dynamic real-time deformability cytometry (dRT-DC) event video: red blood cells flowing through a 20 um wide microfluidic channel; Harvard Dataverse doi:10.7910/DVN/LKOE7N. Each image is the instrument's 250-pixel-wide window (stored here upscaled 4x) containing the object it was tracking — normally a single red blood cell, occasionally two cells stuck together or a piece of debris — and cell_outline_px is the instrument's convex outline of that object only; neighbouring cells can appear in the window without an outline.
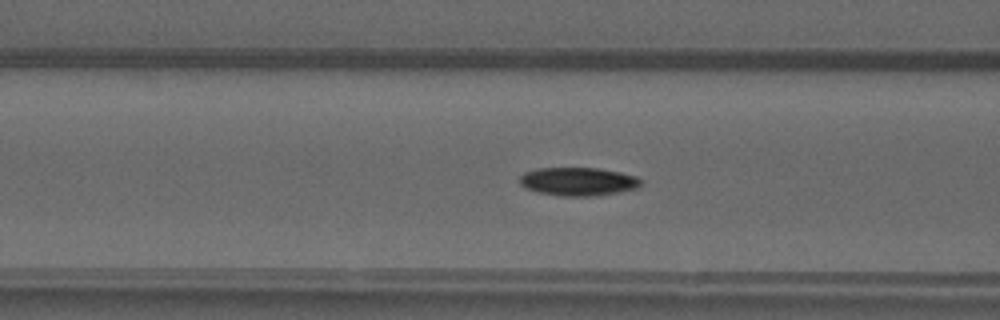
{"species": "common noctule bat (a hibernating species)", "species_latin": "Nyctalus noctula", "temperature_condition": "warm", "stored_images_in_passage": 52, "camera_frame_rate_fps": 3000, "um_per_image_px": 0.085, "animal": {"sex": "male", "forearm_length_mm": 52.5}, "frame": {"image": 1, "passage_image": 21, "time_ms": 6.667, "image_size_px": [1000, 320], "cell_outline_px": [[644, 184], [636, 188], [616, 192], [592, 196], [564, 196], [536, 192], [524, 188], [520, 184], [520, 176], [524, 172], [536, 168], [600, 168], [620, 172], [636, 176], [644, 180]], "centroid_in_image_um": [49.14, 15.42], "position_along_channel_um": 117.5, "area_um2": 20.17}}
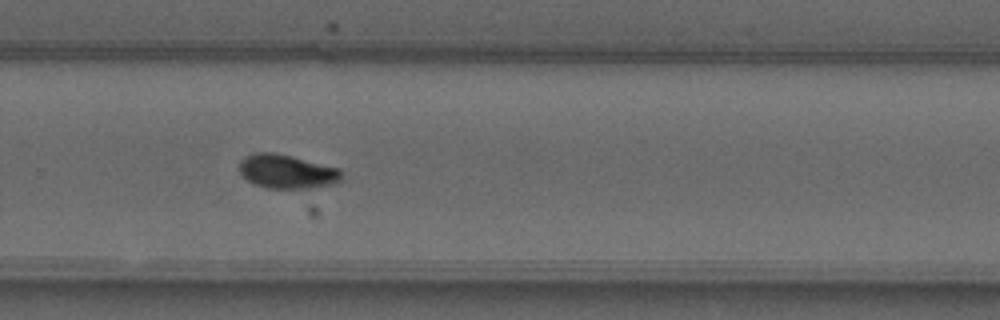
{"frame": {"image": 2, "passage_image": 35, "time_ms": 11.333, "image_size_px": [1000, 320], "cell_outline_px": [[340, 180], [336, 184], [312, 188], [268, 188], [256, 184], [248, 180], [240, 172], [240, 160], [244, 156], [256, 152], [272, 152], [340, 168]], "centroid_in_image_um": [24.38, 14.58], "position_along_channel_um": 305.4, "area_um2": 20.0}}
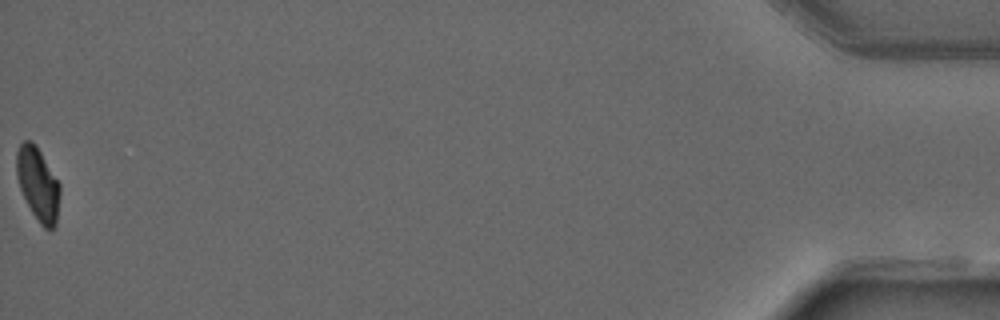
{"frame": {"image": 3, "passage_image": 52, "time_ms": 17.0, "image_size_px": [1000, 320], "cell_outline_px": [[60, 192], [56, 224], [52, 228], [44, 228], [40, 224], [32, 212], [20, 188], [16, 176], [16, 152], [20, 144], [24, 140], [32, 140], [36, 144], [60, 184]], "centroid_in_image_um": [3.22, 15.6], "position_along_channel_um": 432.0, "area_um2": 18.44}, "authors_computed_cell_mechanics": {"area_um2": 19.2474, "velocity_mm_per_s": 4.0441, "shape_relaxation_time_tau1_ms": 7.0325, "shape_relaxation_time_tau2_ms": 3.0448, "deformation_change_tau1": 0.2337, "deformation_change_tau2": 0.0584}}